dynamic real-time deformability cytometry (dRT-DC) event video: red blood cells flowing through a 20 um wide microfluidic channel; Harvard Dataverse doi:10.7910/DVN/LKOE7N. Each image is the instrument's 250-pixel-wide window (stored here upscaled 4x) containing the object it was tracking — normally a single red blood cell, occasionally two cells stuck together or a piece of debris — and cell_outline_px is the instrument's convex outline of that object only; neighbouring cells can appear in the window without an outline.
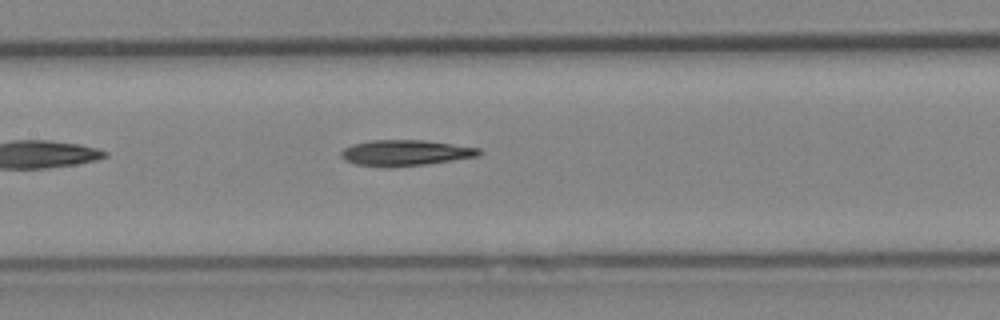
{"species": "Egyptian fruit bat (a non-hibernating species)", "species_latin": "Rousettus aegyptiacus", "temperature_condition": "cold", "stored_images_in_passage": 4, "camera_frame_rate_fps": 3000, "um_per_image_px": 0.085, "animal": {"sex": "female"}, "frame": {"image": 1, "passage_image": 4, "time_ms": 4.0, "image_size_px": [1000, 320], "cell_outline_px": [[480, 156], [424, 164], [356, 164], [340, 156], [340, 152], [344, 148], [352, 144], [368, 140], [424, 140], [480, 148]], "centroid_in_image_um": [34.49, 12.93], "position_along_channel_um": 172.9, "area_um2": 19.71}}